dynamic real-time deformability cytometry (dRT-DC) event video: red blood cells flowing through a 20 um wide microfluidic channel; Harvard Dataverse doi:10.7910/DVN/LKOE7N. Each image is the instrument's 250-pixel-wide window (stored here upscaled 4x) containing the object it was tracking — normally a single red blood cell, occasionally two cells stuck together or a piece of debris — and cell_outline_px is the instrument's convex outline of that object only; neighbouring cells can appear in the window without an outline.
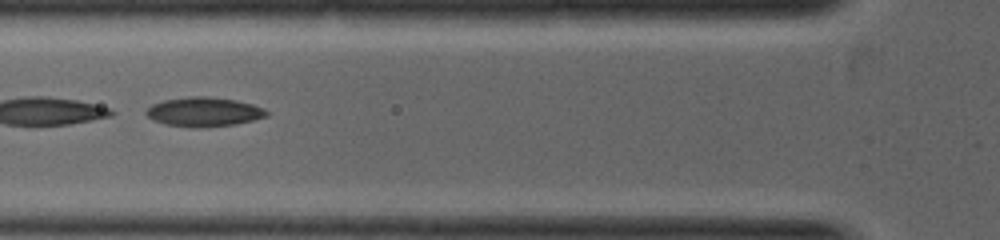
{"species": "common noctule bat (a hibernating species)", "species_latin": "Nyctalus noctula", "temperature_condition": "warm", "stored_images_in_passage": 8, "camera_frame_rate_fps": 5000, "um_per_image_px": 0.085, "animal": {"sex": "female", "body_mass_g": 19.0, "forearm_length_mm": 53.3}, "frame": {"image": 1, "passage_image": 3, "time_ms": 0.6, "image_size_px": [1000, 240], "cell_outline_px": [[268, 116], [252, 120], [232, 124], [168, 124], [152, 120], [144, 112], [144, 108], [152, 104], [164, 100], [188, 96], [208, 96], [236, 100], [252, 104], [264, 108], [268, 112]], "centroid_in_image_um": [17.31, 9.44], "position_along_channel_um": 108.5, "area_um2": 19.59}}
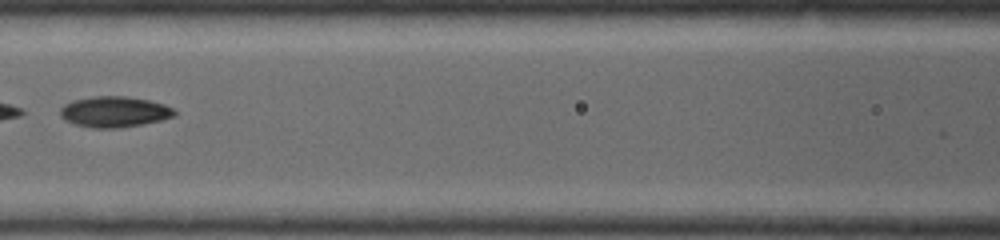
{"frame": {"image": 2, "passage_image": 5, "time_ms": 1.2, "image_size_px": [1000, 240], "cell_outline_px": [[176, 116], [160, 120], [140, 124], [116, 128], [92, 128], [76, 124], [64, 120], [60, 116], [60, 108], [64, 104], [72, 100], [92, 96], [124, 96], [148, 100], [164, 104], [172, 108], [176, 112]], "centroid_in_image_um": [9.68, 9.49], "position_along_channel_um": 156.9, "area_um2": 20.46}}